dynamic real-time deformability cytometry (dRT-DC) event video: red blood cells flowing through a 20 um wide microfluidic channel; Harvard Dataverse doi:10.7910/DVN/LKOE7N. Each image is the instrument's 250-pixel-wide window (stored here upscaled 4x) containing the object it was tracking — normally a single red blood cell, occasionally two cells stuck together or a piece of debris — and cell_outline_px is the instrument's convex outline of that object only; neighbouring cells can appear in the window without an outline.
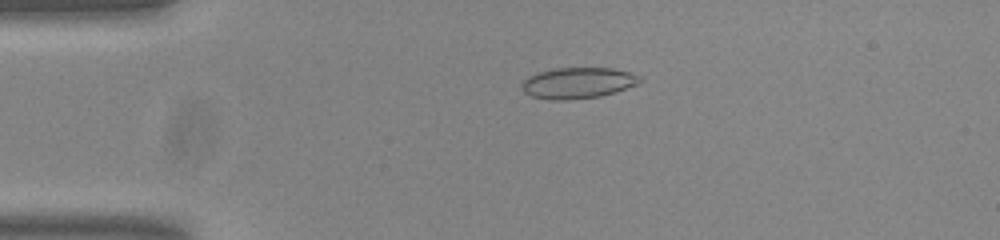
{"species": "common noctule bat (a hibernating species)", "species_latin": "Nyctalus noctula", "temperature_condition": "room temperature", "stored_images_in_passage": 54, "camera_frame_rate_fps": 3000, "um_per_image_px": 0.085, "animal": {"sex": "male", "body_mass_g": 20.0, "forearm_length_mm": 53.3}, "frame": {"image": 1, "passage_image": 12, "time_ms": 3.667, "image_size_px": [1000, 240], "cell_outline_px": [[644, 80], [636, 84], [600, 96], [568, 100], [552, 100], [532, 96], [524, 92], [520, 88], [520, 84], [528, 76], [536, 72], [552, 68], [612, 68], [628, 72], [640, 76]], "centroid_in_image_um": [49.05, 7.04], "position_along_channel_um": 35.9, "area_um2": 21.33}}
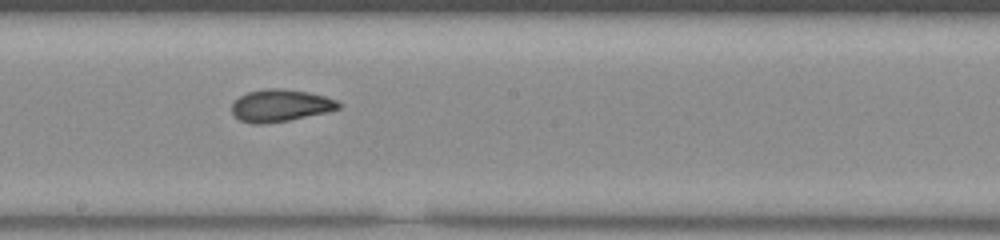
{"frame": {"image": 2, "passage_image": 30, "time_ms": 9.667, "image_size_px": [1000, 240], "cell_outline_px": [[340, 108], [328, 112], [288, 120], [260, 124], [252, 124], [240, 120], [232, 112], [232, 104], [240, 96], [248, 92], [264, 88], [284, 88], [308, 92], [324, 96], [336, 100], [340, 104]], "centroid_in_image_um": [23.83, 8.96], "position_along_channel_um": 224.4, "area_um2": 19.94}}
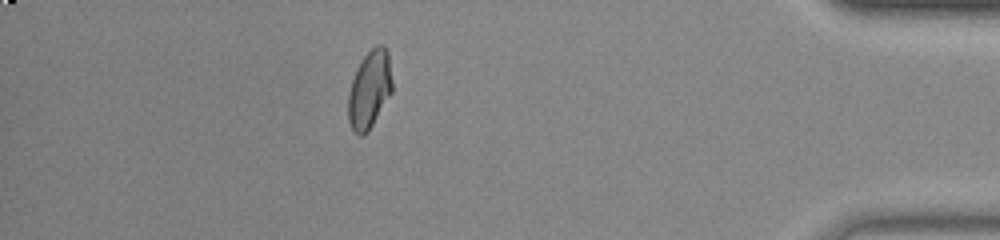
{"frame": {"image": 3, "passage_image": 48, "time_ms": 15.667, "image_size_px": [1000, 240], "cell_outline_px": [[392, 92], [368, 132], [364, 136], [360, 136], [352, 128], [348, 120], [348, 92], [356, 68], [360, 60], [376, 44], [384, 44], [388, 52], [392, 80]], "centroid_in_image_um": [31.41, 7.59], "position_along_channel_um": 403.8, "area_um2": 20.11}, "authors_computed_cell_mechanics": {"area_um2": 20.2878, "velocity_mm_per_s": 3.766, "shape_relaxation_time_tau1_ms": null, "shape_relaxation_time_tau2_ms": 1.2407, "deformation_change_tau1": null, "deformation_change_tau2": 0.0639}}